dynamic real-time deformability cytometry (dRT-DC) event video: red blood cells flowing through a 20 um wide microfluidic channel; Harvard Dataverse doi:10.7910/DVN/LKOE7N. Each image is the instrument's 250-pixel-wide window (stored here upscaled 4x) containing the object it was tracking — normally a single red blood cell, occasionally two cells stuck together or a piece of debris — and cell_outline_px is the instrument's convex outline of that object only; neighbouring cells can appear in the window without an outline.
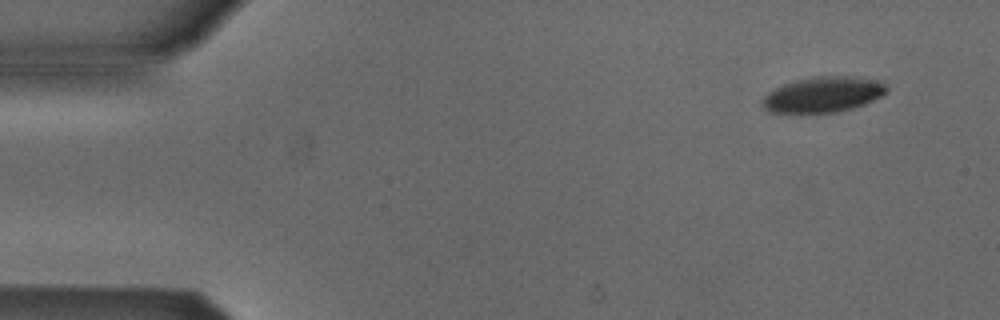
{"species": "Egyptian fruit bat (a non-hibernating species)", "species_latin": "Rousettus aegyptiacus", "temperature_condition": "cold", "stored_images_in_passage": 4, "camera_frame_rate_fps": 3000, "um_per_image_px": 0.085, "animal": {"sex": "male"}, "frame": {"image": 1, "passage_image": 1, "time_ms": 0.0, "image_size_px": [1000, 320], "cell_outline_px": [[888, 92], [884, 96], [864, 104], [852, 108], [836, 112], [804, 116], [768, 112], [764, 108], [764, 96], [768, 92], [784, 84], [796, 80], [812, 76], [856, 76], [884, 80], [888, 88]], "centroid_in_image_um": [70.01, 8.07], "position_along_channel_um": 15.0, "area_um2": 26.88}}
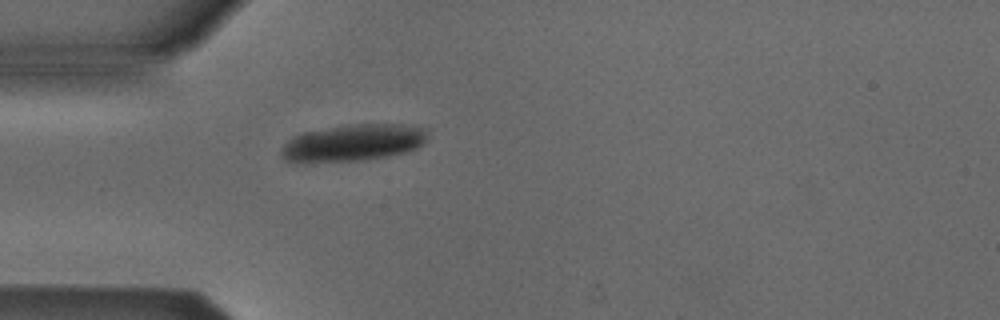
{"frame": {"image": 2, "passage_image": 4, "time_ms": 3.667, "image_size_px": [1000, 320], "cell_outline_px": [[428, 140], [424, 144], [416, 148], [404, 152], [388, 156], [368, 160], [312, 164], [284, 160], [280, 156], [280, 148], [288, 140], [304, 132], [348, 124], [404, 124], [428, 128]], "centroid_in_image_um": [30.02, 12.16], "position_along_channel_um": 55.0, "area_um2": 32.31}}